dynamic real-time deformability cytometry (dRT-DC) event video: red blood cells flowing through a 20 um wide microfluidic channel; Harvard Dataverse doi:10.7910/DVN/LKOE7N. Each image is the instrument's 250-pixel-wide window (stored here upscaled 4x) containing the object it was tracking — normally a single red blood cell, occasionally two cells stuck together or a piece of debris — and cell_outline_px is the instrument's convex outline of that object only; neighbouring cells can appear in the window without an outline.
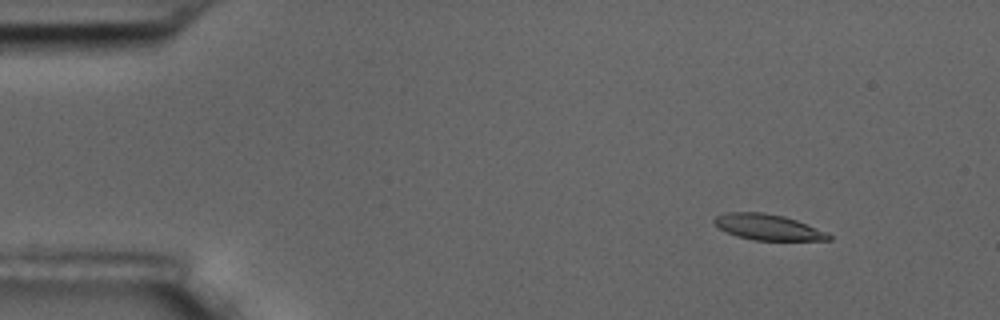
{"species": "common noctule bat (a hibernating species)", "species_latin": "Nyctalus noctula", "temperature_condition": "room temperature", "stored_images_in_passage": 4, "camera_frame_rate_fps": 3000, "um_per_image_px": 0.085, "animal": {"sex": "male", "body_mass_g": 17.5, "forearm_length_mm": 52.3}, "frame": {"image": 1, "passage_image": 1, "time_ms": 0.0, "image_size_px": [1000, 320], "cell_outline_px": [[832, 240], [752, 240], [736, 236], [720, 228], [712, 220], [716, 216], [728, 212], [764, 212], [784, 216], [796, 220], [824, 232], [832, 236]], "centroid_in_image_um": [65.24, 19.3], "position_along_channel_um": 19.8, "area_um2": 16.94}}
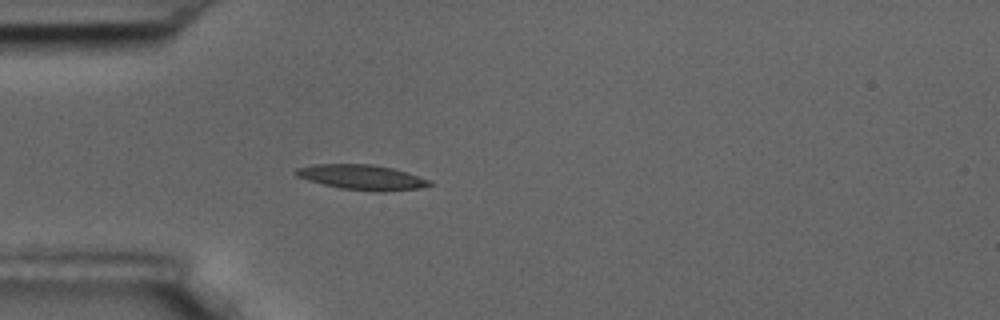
{"frame": {"image": 2, "passage_image": 4, "time_ms": 3.333, "image_size_px": [1000, 320], "cell_outline_px": [[432, 184], [420, 188], [376, 192], [340, 188], [308, 180], [296, 176], [292, 172], [296, 168], [312, 164], [372, 164], [392, 168], [432, 180]], "centroid_in_image_um": [30.73, 15.06], "position_along_channel_um": 54.3, "area_um2": 19.48}}